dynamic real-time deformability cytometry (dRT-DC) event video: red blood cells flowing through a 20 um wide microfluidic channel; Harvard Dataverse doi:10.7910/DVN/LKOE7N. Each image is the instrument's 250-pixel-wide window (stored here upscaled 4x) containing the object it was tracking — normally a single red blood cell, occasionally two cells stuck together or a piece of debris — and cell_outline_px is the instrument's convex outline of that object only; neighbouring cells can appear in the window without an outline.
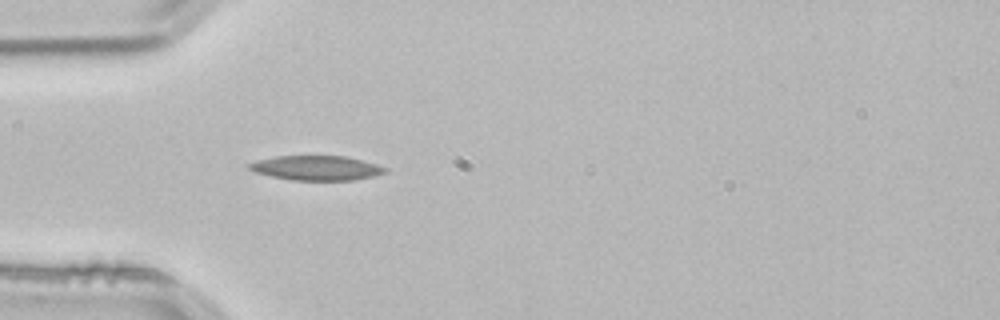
{"species": "common noctule bat (a hibernating species)", "species_latin": "Nyctalus noctula", "temperature_condition": "room temperature", "stored_images_in_passage": 38, "camera_frame_rate_fps": 3000, "um_per_image_px": 0.085, "animal": {"sex": "male", "body_mass_g": 21.5, "forearm_length_mm": 52.0}, "frame": {"image": 1, "passage_image": 1, "time_ms": 0.0, "image_size_px": [1000, 320], "cell_outline_px": [[388, 172], [356, 180], [292, 180], [272, 176], [256, 172], [248, 168], [248, 164], [256, 160], [276, 156], [344, 156], [376, 164], [388, 168]], "centroid_in_image_um": [26.91, 14.28], "position_along_channel_um": 58.1, "area_um2": 19.36}}
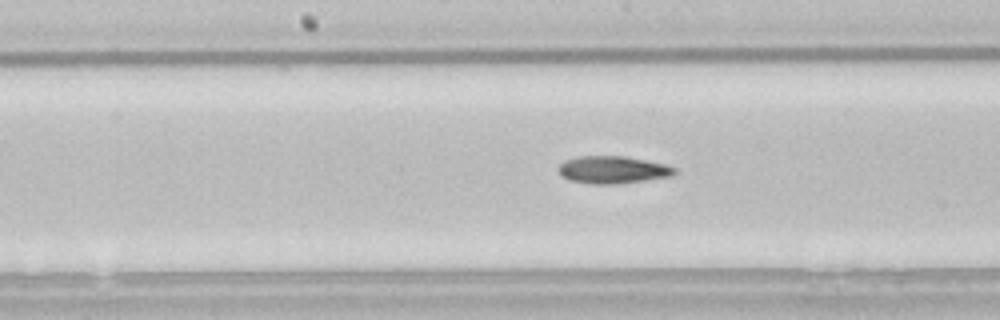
{"frame": {"image": 2, "passage_image": 12, "time_ms": 3.667, "image_size_px": [1000, 320], "cell_outline_px": [[676, 172], [672, 176], [644, 180], [612, 184], [588, 184], [568, 180], [560, 176], [556, 168], [564, 160], [576, 156], [624, 156], [664, 164], [676, 168]], "centroid_in_image_um": [52.0, 14.43], "position_along_channel_um": 196.2, "area_um2": 18.67}}
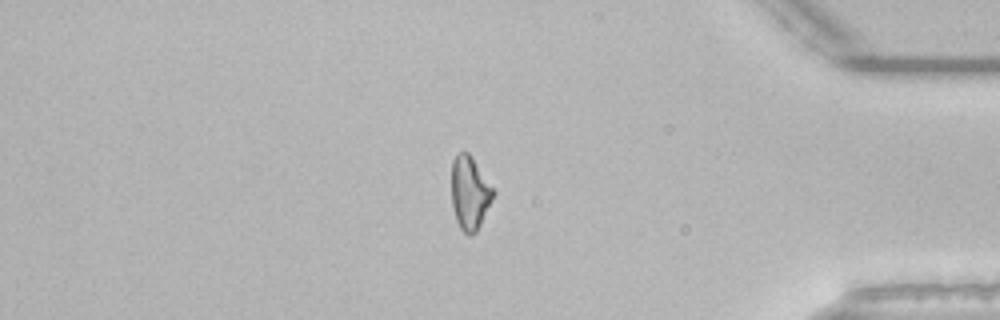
{"frame": {"image": 3, "passage_image": 30, "time_ms": 9.667, "image_size_px": [1000, 320], "cell_outline_px": [[496, 192], [476, 232], [472, 236], [468, 236], [460, 228], [456, 220], [452, 204], [452, 160], [456, 152], [468, 152], [472, 156]], "centroid_in_image_um": [39.92, 16.38], "position_along_channel_um": 395.3, "area_um2": 17.92}, "authors_computed_cell_mechanics": {"area_um2": 18.2648, "velocity_mm_per_s": 3.848, "shape_relaxation_time_tau1_ms": null, "shape_relaxation_time_tau2_ms": 7.2542, "deformation_change_tau1": null, "deformation_change_tau2": 0.1964}}